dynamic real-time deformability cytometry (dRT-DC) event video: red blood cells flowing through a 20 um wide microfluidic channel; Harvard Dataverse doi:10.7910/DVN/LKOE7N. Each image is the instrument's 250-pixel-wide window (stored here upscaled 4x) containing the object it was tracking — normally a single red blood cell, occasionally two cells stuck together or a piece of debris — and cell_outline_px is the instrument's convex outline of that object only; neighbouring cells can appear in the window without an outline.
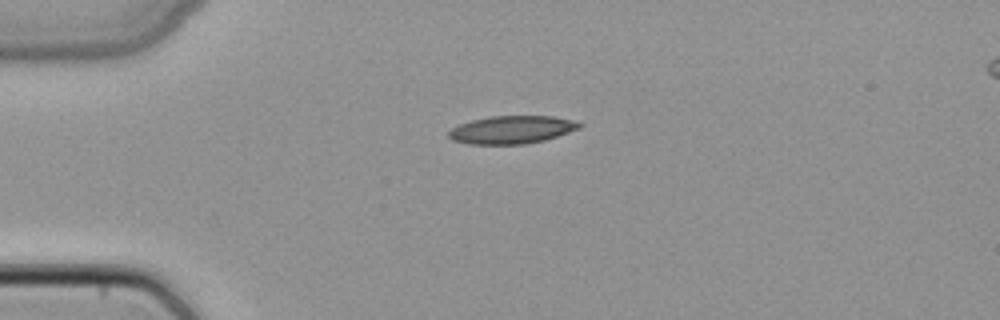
{"species": "common noctule bat (a hibernating species)", "species_latin": "Nyctalus noctula", "temperature_condition": "cold", "stored_images_in_passage": 2, "camera_frame_rate_fps": 3000, "um_per_image_px": 0.085, "animal": {"sex": "female", "body_mass_g": 22.7, "forearm_length_mm": 54.2}, "frame": {"image": 1, "passage_image": 1, "time_ms": 0.0, "image_size_px": [1000, 320], "cell_outline_px": [[584, 124], [580, 128], [544, 140], [524, 144], [468, 144], [452, 140], [448, 136], [448, 132], [452, 128], [460, 124], [472, 120], [488, 116], [552, 116], [572, 120]], "centroid_in_image_um": [43.48, 11.02], "position_along_channel_um": 41.5, "area_um2": 21.15}}